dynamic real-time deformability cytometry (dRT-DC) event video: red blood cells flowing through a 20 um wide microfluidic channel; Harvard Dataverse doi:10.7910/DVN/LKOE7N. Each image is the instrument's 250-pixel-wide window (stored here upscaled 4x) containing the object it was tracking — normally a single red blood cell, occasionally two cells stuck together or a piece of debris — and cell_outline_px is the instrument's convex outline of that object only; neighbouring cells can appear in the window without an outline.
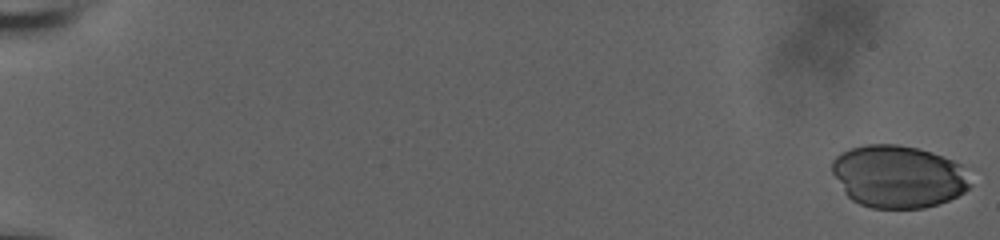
{"species": "human", "species_latin": "Homo sapiens", "temperature_condition": "room temperature", "stored_images_in_passage": 59, "camera_frame_rate_fps": 3000, "um_per_image_px": 0.085, "donor": {"sex": "male"}, "frame": {"image": 1, "passage_image": 1, "time_ms": 0.0, "image_size_px": [1000, 240], "cell_outline_px": [[972, 184], [964, 192], [948, 200], [924, 208], [872, 208], [860, 204], [852, 200], [844, 192], [832, 172], [832, 160], [840, 152], [848, 148], [864, 144], [896, 144], [916, 148], [932, 152], [952, 160], [960, 164]], "centroid_in_image_um": [76.32, 14.99], "position_along_channel_um": 8.7, "area_um2": 50.4}}
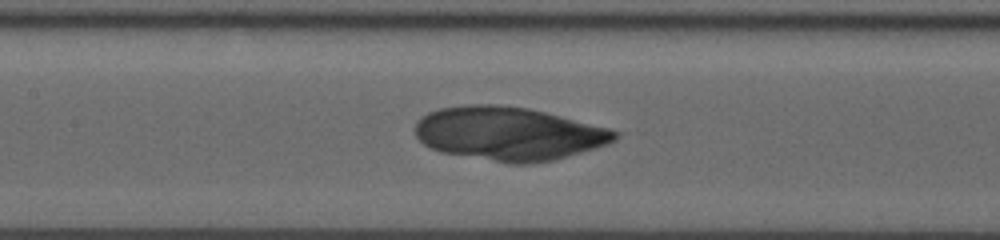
{"frame": {"image": 2, "passage_image": 31, "time_ms": 10.0, "image_size_px": [1000, 240], "cell_outline_px": [[620, 136], [616, 140], [608, 144], [556, 160], [532, 164], [508, 164], [440, 152], [424, 144], [416, 136], [416, 120], [420, 116], [428, 112], [440, 108], [464, 104], [496, 104], [528, 108], [608, 128], [620, 132]], "centroid_in_image_um": [43.22, 11.37], "position_along_channel_um": 164.2, "area_um2": 62.71}}
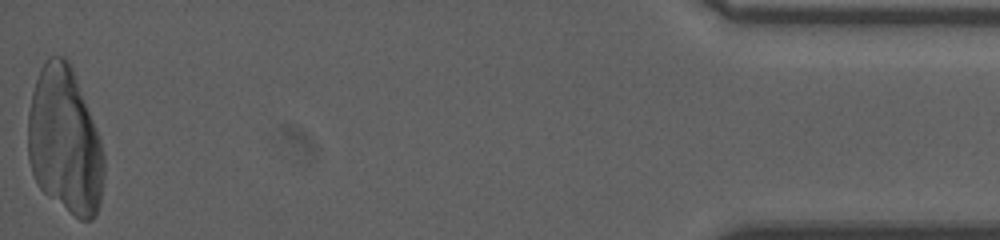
{"frame": {"image": 3, "passage_image": 59, "time_ms": 19.333, "image_size_px": [1000, 240], "cell_outline_px": [[104, 176], [100, 204], [96, 216], [92, 220], [80, 220], [48, 196], [36, 184], [28, 160], [28, 112], [32, 92], [40, 68], [44, 60], [48, 56], [64, 56], [68, 60], [72, 68], [100, 136], [104, 152]], "centroid_in_image_um": [5.51, 11.99], "position_along_channel_um": 429.7, "area_um2": 65.55}}